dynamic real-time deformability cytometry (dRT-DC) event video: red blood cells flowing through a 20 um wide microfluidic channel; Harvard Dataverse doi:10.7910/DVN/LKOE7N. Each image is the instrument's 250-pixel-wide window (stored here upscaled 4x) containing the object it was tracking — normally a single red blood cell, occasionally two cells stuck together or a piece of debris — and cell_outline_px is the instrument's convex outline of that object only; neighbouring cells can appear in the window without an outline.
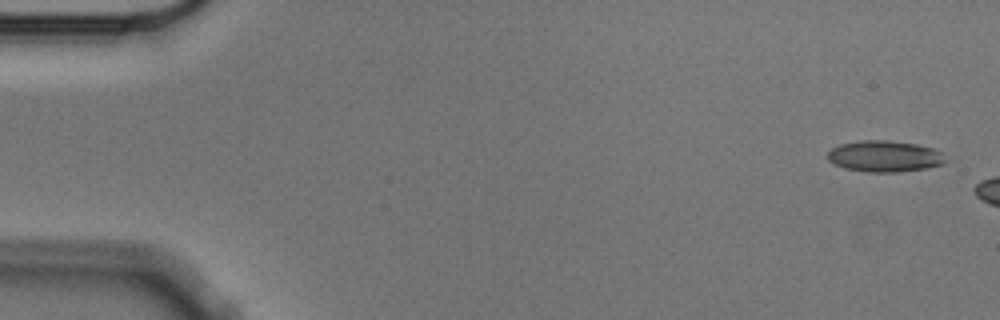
{"species": "Egyptian fruit bat (a non-hibernating species)", "species_latin": "Rousettus aegyptiacus", "temperature_condition": "cold", "stored_images_in_passage": 3, "camera_frame_rate_fps": 3000, "um_per_image_px": 0.085, "animal": {"sex": "male"}, "frame": {"image": 1, "passage_image": 1, "time_ms": 0.0, "image_size_px": [1000, 320], "cell_outline_px": [[944, 164], [928, 168], [896, 172], [868, 172], [844, 168], [832, 164], [828, 160], [828, 152], [832, 148], [840, 144], [860, 140], [888, 140], [916, 144], [932, 148], [940, 152], [944, 160]], "centroid_in_image_um": [75.14, 13.28], "position_along_channel_um": 9.9, "area_um2": 21.44}}